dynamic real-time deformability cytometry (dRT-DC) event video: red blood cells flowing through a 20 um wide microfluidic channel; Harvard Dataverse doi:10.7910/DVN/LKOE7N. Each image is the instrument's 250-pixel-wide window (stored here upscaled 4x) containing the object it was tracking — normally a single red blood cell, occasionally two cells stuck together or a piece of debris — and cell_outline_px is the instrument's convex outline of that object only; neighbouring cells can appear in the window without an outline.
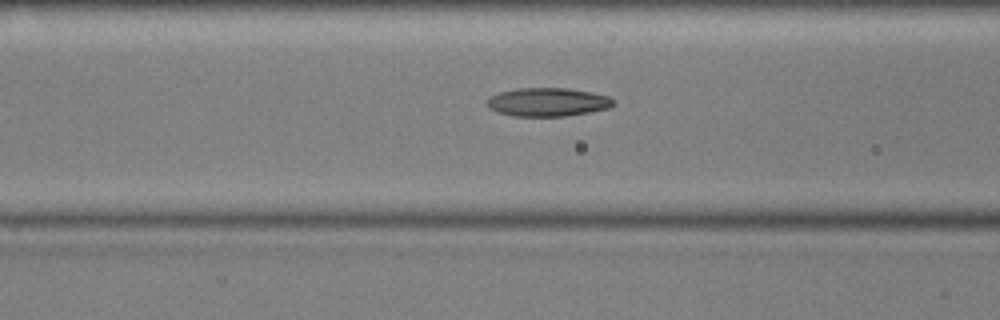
{"species": "common noctule bat (a hibernating species)", "species_latin": "Nyctalus noctula", "temperature_condition": "cold", "stored_images_in_passage": 55, "camera_frame_rate_fps": 3000, "um_per_image_px": 0.085, "animal": {"sex": "male", "body_mass_g": 17.9, "forearm_length_mm": 54.2}, "frame": {"image": 1, "passage_image": 21, "time_ms": 6.667, "image_size_px": [1000, 320], "cell_outline_px": [[616, 104], [608, 108], [588, 112], [564, 116], [512, 116], [496, 112], [488, 108], [488, 100], [492, 96], [500, 92], [516, 88], [568, 88], [592, 92], [608, 96], [616, 100]], "centroid_in_image_um": [46.58, 8.67], "position_along_channel_um": 120.0, "area_um2": 21.04}}
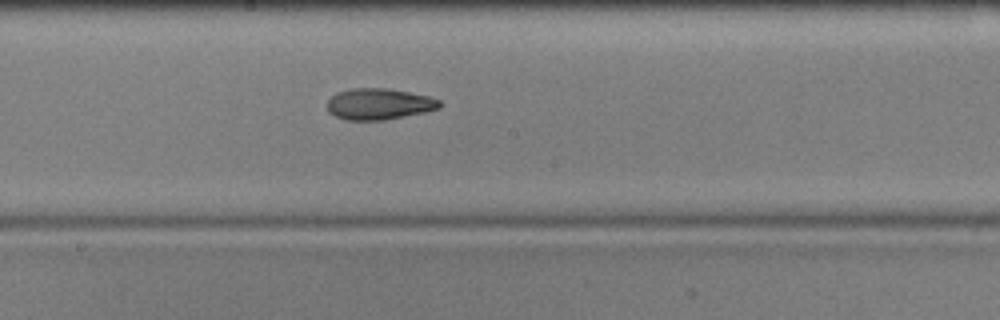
{"frame": {"image": 2, "passage_image": 29, "time_ms": 9.333, "image_size_px": [1000, 320], "cell_outline_px": [[444, 104], [440, 108], [424, 112], [384, 120], [344, 120], [328, 112], [328, 100], [336, 92], [352, 88], [388, 88], [428, 96], [440, 100]], "centroid_in_image_um": [32.22, 8.84], "position_along_channel_um": 216.0, "area_um2": 20.52}}
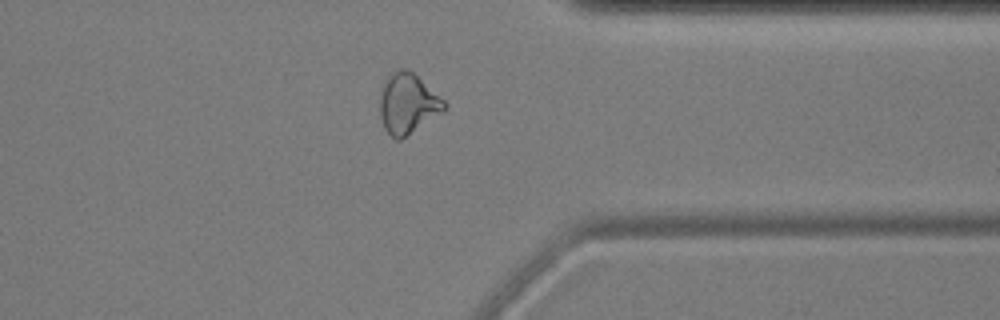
{"frame": {"image": 3, "passage_image": 43, "time_ms": 14.0, "image_size_px": [1000, 320], "cell_outline_px": [[448, 104], [444, 108], [400, 140], [396, 140], [384, 128], [380, 116], [380, 96], [384, 84], [388, 76], [392, 72], [400, 68], [404, 68], [412, 72], [444, 100]], "centroid_in_image_um": [34.61, 8.78], "position_along_channel_um": 376.8, "area_um2": 21.73}, "authors_computed_cell_mechanics": {"area_um2": 21.0392, "velocity_mm_per_s": 3.5964, "shape_relaxation_time_tau1_ms": 11.2853, "shape_relaxation_time_tau2_ms": 3.3856, "deformation_change_tau1": 0.2393, "deformation_change_tau2": 0.0978}}